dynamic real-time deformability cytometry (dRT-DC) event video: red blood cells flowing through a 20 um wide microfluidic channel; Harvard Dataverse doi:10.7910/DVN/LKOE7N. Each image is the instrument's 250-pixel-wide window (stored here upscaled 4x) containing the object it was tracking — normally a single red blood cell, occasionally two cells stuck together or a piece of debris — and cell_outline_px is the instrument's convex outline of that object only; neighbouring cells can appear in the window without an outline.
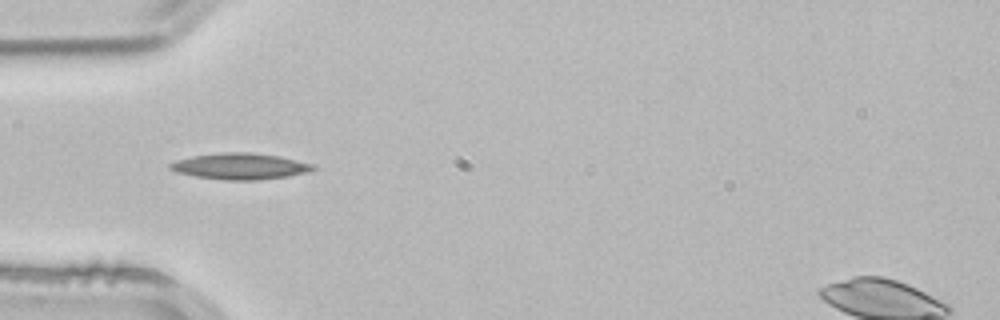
{"species": "common noctule bat (a hibernating species)", "species_latin": "Nyctalus noctula", "temperature_condition": "room temperature", "stored_images_in_passage": 4, "camera_frame_rate_fps": 3000, "um_per_image_px": 0.085, "animal": {"sex": "male", "body_mass_g": 21.5, "forearm_length_mm": 52.0}, "frame": {"image": 1, "passage_image": 4, "time_ms": 1.0, "image_size_px": [1000, 320], "cell_outline_px": [[316, 168], [308, 172], [288, 176], [256, 180], [224, 180], [196, 176], [176, 172], [168, 168], [168, 164], [176, 160], [192, 156], [224, 152], [248, 152], [280, 156], [316, 164]], "centroid_in_image_um": [20.43, 14.13], "position_along_channel_um": 64.6, "area_um2": 21.91}}